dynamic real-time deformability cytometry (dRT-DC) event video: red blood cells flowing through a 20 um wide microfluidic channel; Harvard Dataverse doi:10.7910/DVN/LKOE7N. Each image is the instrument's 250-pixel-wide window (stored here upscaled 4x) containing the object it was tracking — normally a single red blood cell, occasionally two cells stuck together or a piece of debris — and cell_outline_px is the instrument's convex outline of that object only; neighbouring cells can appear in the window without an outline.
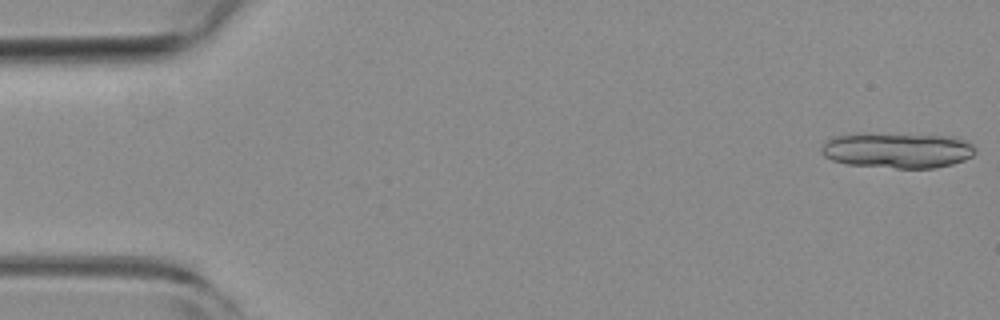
{"species": "common noctule bat (a hibernating species)", "species_latin": "Nyctalus noctula", "temperature_condition": "room temperature", "stored_images_in_passage": 16, "camera_frame_rate_fps": 3000, "um_per_image_px": 0.085, "animal": {"sex": "female", "body_mass_g": 19.3, "forearm_length_mm": 54.1}, "frame": {"image": 1, "passage_image": 1, "time_ms": 0.0, "image_size_px": [1000, 320], "cell_outline_px": [[976, 152], [972, 156], [964, 160], [952, 164], [936, 168], [896, 168], [848, 164], [832, 160], [824, 156], [820, 152], [820, 148], [828, 140], [836, 136], [856, 132], [868, 132], [956, 136], [968, 140], [976, 148]], "centroid_in_image_um": [76.31, 12.74], "position_along_channel_um": 8.7, "area_um2": 32.66}}